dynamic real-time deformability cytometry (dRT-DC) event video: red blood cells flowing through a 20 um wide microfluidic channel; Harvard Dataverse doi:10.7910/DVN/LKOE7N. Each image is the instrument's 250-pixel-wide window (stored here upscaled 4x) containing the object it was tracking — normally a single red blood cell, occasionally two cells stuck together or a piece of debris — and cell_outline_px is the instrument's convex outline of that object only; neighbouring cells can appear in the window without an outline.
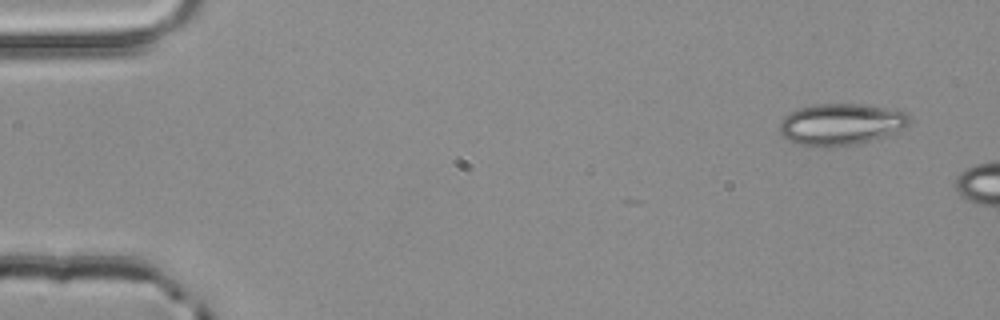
{"species": "common noctule bat (a hibernating species)", "species_latin": "Nyctalus noctula", "temperature_condition": "room temperature", "stored_images_in_passage": 3, "camera_frame_rate_fps": 3000, "um_per_image_px": 0.085, "animal": {"sex": "male", "body_mass_g": 20.4}, "frame": {"image": 1, "passage_image": 1, "time_ms": 0.0, "image_size_px": [1000, 320], "cell_outline_px": [[912, 120], [908, 124], [884, 136], [872, 140], [856, 144], [824, 148], [796, 144], [788, 140], [780, 132], [780, 120], [788, 112], [800, 108], [816, 104], [864, 104], [904, 112]], "centroid_in_image_um": [71.41, 10.57], "position_along_channel_um": 13.6, "area_um2": 31.33}}